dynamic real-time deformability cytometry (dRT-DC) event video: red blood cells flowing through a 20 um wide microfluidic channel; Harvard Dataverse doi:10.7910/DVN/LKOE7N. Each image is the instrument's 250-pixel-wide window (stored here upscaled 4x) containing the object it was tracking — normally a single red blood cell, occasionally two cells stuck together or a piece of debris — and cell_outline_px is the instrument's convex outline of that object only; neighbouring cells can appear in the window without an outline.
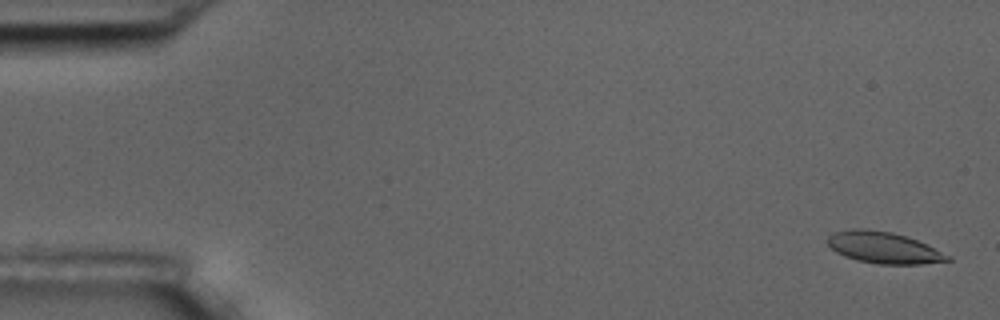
{"species": "common noctule bat (a hibernating species)", "species_latin": "Nyctalus noctula", "temperature_condition": "room temperature", "stored_images_in_passage": 5, "camera_frame_rate_fps": 3000, "um_per_image_px": 0.085, "animal": {"sex": "male", "body_mass_g": 17.5, "forearm_length_mm": 52.3}, "frame": {"image": 1, "passage_image": 1, "time_ms": 0.0, "image_size_px": [1000, 320], "cell_outline_px": [[952, 260], [920, 264], [880, 264], [856, 260], [844, 256], [836, 252], [828, 244], [828, 236], [832, 232], [852, 228], [868, 228], [892, 232], [908, 236], [952, 256]], "centroid_in_image_um": [75.1, 21.03], "position_along_channel_um": 9.9, "area_um2": 22.2}}
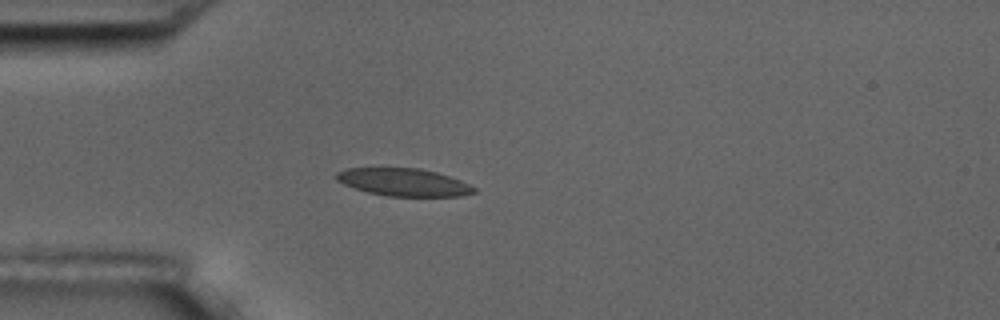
{"frame": {"image": 2, "passage_image": 5, "time_ms": 4.667, "image_size_px": [1000, 320], "cell_outline_px": [[476, 192], [460, 196], [388, 196], [368, 192], [344, 184], [336, 180], [332, 176], [336, 172], [348, 168], [420, 168], [436, 172], [460, 180], [476, 188]], "centroid_in_image_um": [34.28, 15.48], "position_along_channel_um": 50.7, "area_um2": 22.08}}